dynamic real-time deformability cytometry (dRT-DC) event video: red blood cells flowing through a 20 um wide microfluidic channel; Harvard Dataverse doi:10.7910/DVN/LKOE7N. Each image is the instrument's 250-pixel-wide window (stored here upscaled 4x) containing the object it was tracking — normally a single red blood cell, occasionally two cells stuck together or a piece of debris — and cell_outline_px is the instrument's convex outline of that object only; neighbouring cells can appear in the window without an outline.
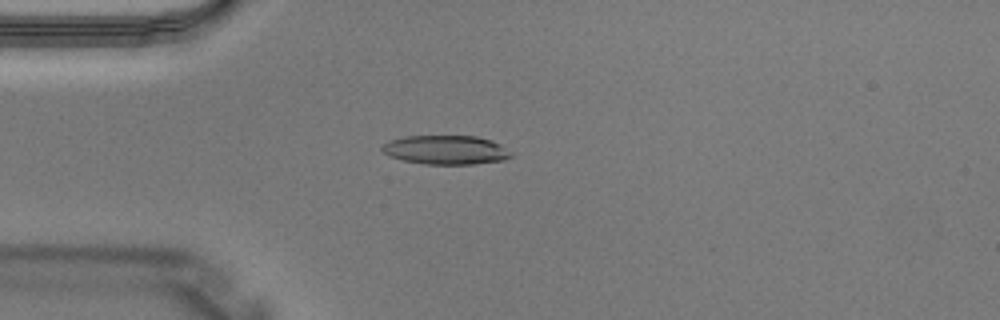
{"species": "Egyptian fruit bat (a non-hibernating species)", "species_latin": "Rousettus aegyptiacus", "temperature_condition": "warm", "stored_images_in_passage": 3, "camera_frame_rate_fps": 3000, "um_per_image_px": 0.085, "animal": {"sex": "male"}, "frame": {"image": 1, "passage_image": 3, "time_ms": 0.667, "image_size_px": [1000, 320], "cell_outline_px": [[516, 152], [512, 156], [504, 160], [472, 164], [424, 164], [404, 160], [388, 156], [380, 148], [384, 144], [392, 140], [404, 136], [476, 136], [492, 140]], "centroid_in_image_um": [37.96, 12.74], "position_along_channel_um": 47.0, "area_um2": 21.96}}